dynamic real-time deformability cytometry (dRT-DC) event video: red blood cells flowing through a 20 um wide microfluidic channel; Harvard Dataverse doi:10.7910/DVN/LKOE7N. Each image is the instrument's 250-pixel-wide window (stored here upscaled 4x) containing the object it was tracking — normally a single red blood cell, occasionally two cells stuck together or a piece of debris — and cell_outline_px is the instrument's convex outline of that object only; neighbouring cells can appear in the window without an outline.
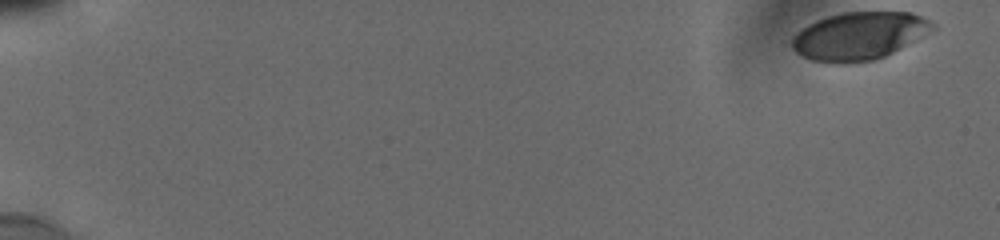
{"species": "human", "species_latin": "Homo sapiens", "temperature_condition": "cold", "stored_images_in_passage": 48, "camera_frame_rate_fps": 3000, "um_per_image_px": 0.085, "donor": {"sex": "male"}, "frame": {"image": 1, "passage_image": 1, "time_ms": 0.0, "image_size_px": [1000, 240], "cell_outline_px": [[936, 28], [900, 48], [884, 56], [872, 60], [848, 64], [836, 64], [812, 60], [796, 52], [792, 48], [792, 40], [796, 32], [808, 24], [816, 20], [840, 12], [912, 12], [936, 24]], "centroid_in_image_um": [73.0, 3.05], "position_along_channel_um": 12.0, "area_um2": 39.02}}
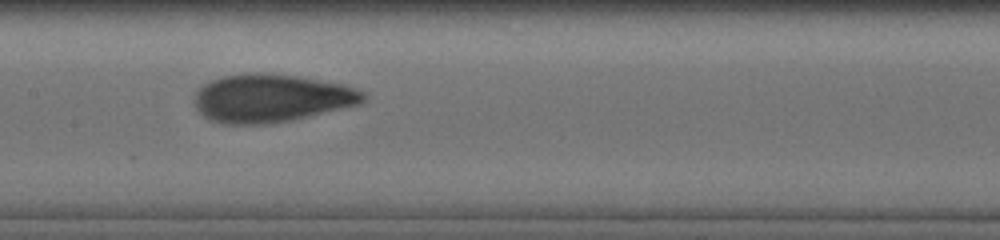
{"frame": {"image": 2, "passage_image": 29, "time_ms": 9.333, "image_size_px": [1000, 240], "cell_outline_px": [[368, 100], [360, 104], [292, 120], [264, 124], [224, 124], [208, 120], [196, 108], [196, 92], [204, 84], [212, 80], [224, 76], [248, 72], [264, 72], [300, 76], [344, 84], [364, 92], [368, 96]], "centroid_in_image_um": [23.1, 8.33], "position_along_channel_um": 184.3, "area_um2": 47.57}}
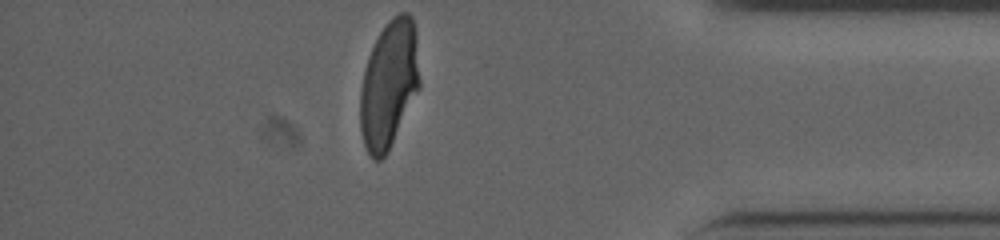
{"frame": {"image": 3, "passage_image": 48, "time_ms": 15.667, "image_size_px": [1000, 240], "cell_outline_px": [[420, 88], [388, 152], [380, 160], [372, 160], [364, 144], [360, 128], [360, 92], [364, 72], [368, 56], [380, 32], [388, 20], [392, 16], [400, 12], [408, 12], [412, 16], [416, 32], [420, 80]], "centroid_in_image_um": [33.08, 7.16], "position_along_channel_um": 402.1, "area_um2": 44.45}, "authors_computed_cell_mechanics": {"area_um2": 44.8817, "velocity_mm_per_s": 3.8423, "shape_relaxation_time_tau1_ms": 4.7375, "shape_relaxation_time_tau2_ms": 0.8456, "deformation_change_tau1": 0.194, "deformation_change_tau2": 0.0602}}